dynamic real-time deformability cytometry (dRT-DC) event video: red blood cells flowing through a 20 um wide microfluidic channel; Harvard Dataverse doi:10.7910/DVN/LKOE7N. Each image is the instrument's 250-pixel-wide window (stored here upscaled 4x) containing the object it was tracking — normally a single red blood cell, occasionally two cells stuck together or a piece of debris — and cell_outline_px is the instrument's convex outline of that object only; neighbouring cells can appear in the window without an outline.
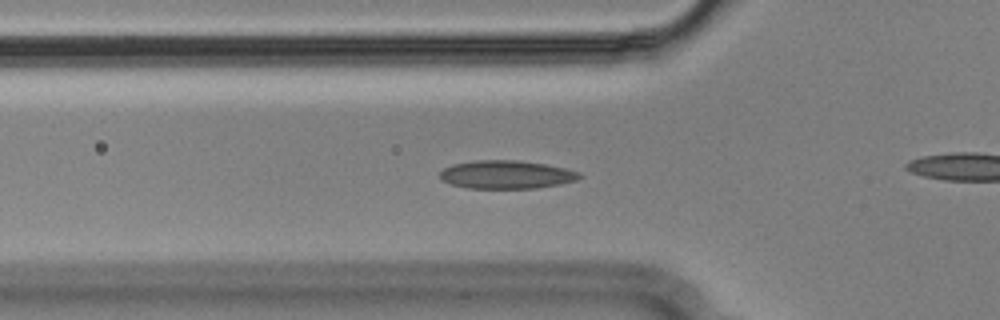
{"species": "Egyptian fruit bat (a non-hibernating species)", "species_latin": "Rousettus aegyptiacus", "temperature_condition": "cold", "stored_images_in_passage": 49, "camera_frame_rate_fps": 3000, "um_per_image_px": 0.085, "animal": {"sex": "male"}, "frame": {"image": 1, "passage_image": 11, "time_ms": 3.333, "image_size_px": [1000, 320], "cell_outline_px": [[584, 176], [576, 180], [560, 184], [536, 188], [468, 188], [452, 184], [440, 180], [440, 172], [444, 168], [452, 164], [476, 160], [516, 160], [544, 164], [564, 168], [580, 172]], "centroid_in_image_um": [43.04, 14.84], "position_along_channel_um": 82.8, "area_um2": 22.95}}
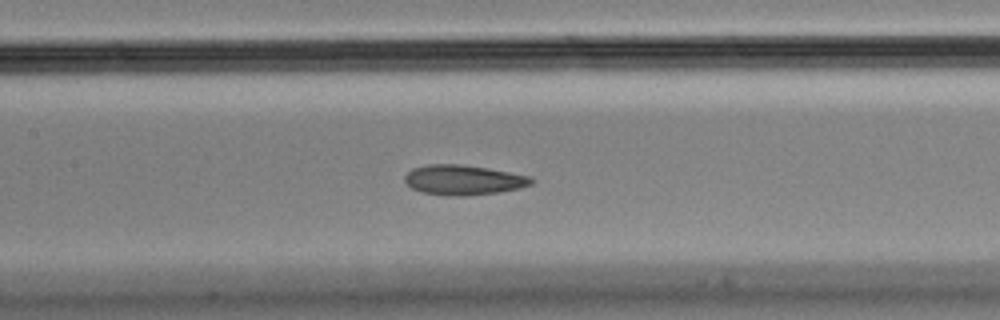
{"frame": {"image": 2, "passage_image": 18, "time_ms": 5.667, "image_size_px": [1000, 320], "cell_outline_px": [[536, 180], [532, 184], [520, 188], [500, 192], [468, 196], [444, 196], [424, 192], [412, 188], [404, 180], [404, 176], [412, 168], [428, 164], [460, 164], [488, 168], [532, 176]], "centroid_in_image_um": [39.43, 15.3], "position_along_channel_um": 168.0, "area_um2": 22.37}}
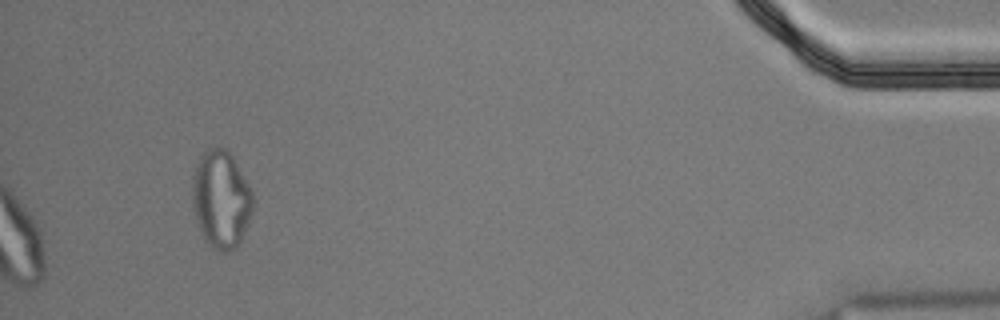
{"frame": {"image": 3, "passage_image": 49, "time_ms": 16.0, "image_size_px": [1000, 320], "cell_outline_px": [[252, 212], [240, 240], [236, 248], [228, 252], [216, 252], [204, 240], [196, 220], [192, 200], [192, 176], [196, 164], [200, 156], [208, 148], [228, 148], [248, 184], [252, 192]], "centroid_in_image_um": [18.76, 16.95], "position_along_channel_um": 416.4, "area_um2": 34.51}, "authors_computed_cell_mechanics": {"area_um2": 22.7154, "velocity_mm_per_s": 3.6171, "shape_relaxation_time_tau1_ms": null, "shape_relaxation_time_tau2_ms": 1.3863, "deformation_change_tau1": null, "deformation_change_tau2": 0.0534}}